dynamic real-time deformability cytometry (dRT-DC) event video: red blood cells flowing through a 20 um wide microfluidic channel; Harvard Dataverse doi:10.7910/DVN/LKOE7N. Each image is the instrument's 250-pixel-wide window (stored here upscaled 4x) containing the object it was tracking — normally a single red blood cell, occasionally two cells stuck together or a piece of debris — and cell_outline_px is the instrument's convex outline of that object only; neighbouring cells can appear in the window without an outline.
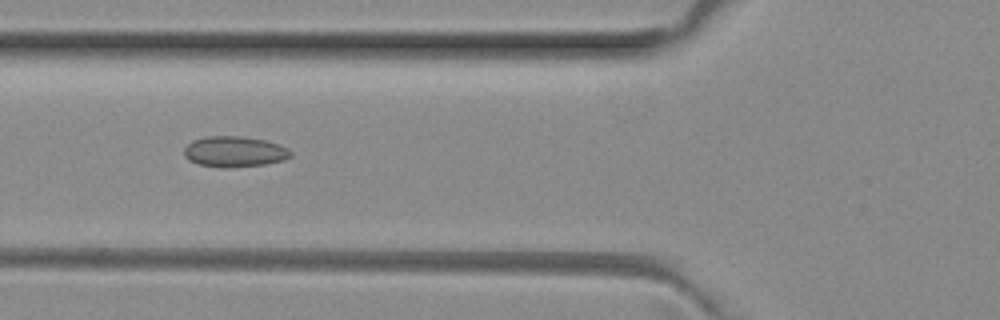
{"species": "common noctule bat (a hibernating species)", "species_latin": "Nyctalus noctula", "temperature_condition": "room temperature", "stored_images_in_passage": 7, "camera_frame_rate_fps": 3000, "um_per_image_px": 0.085, "animal": {"sex": "female", "body_mass_g": 29.2, "forearm_length_mm": 56.3}, "frame": {"image": 1, "passage_image": 4, "time_ms": 1.0, "image_size_px": [1000, 320], "cell_outline_px": [[292, 156], [284, 160], [264, 164], [224, 168], [220, 168], [196, 164], [188, 160], [184, 156], [184, 148], [192, 140], [208, 136], [240, 136], [264, 140], [280, 144], [288, 148], [292, 152]], "centroid_in_image_um": [19.92, 12.89], "position_along_channel_um": 105.9, "area_um2": 19.25}}
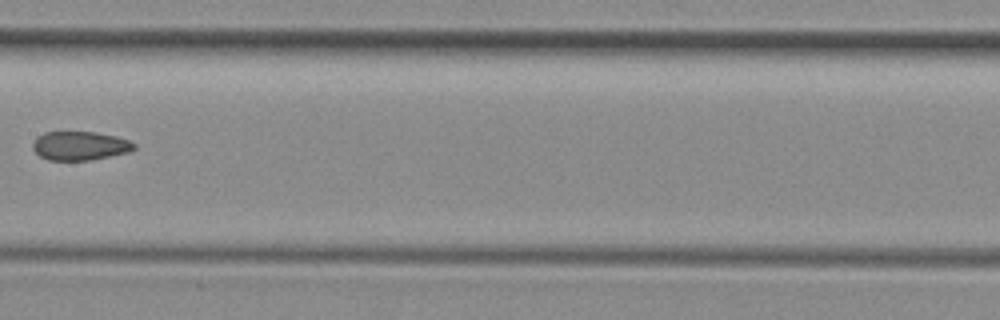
{"frame": {"image": 2, "passage_image": 6, "time_ms": 1.667, "image_size_px": [1000, 320], "cell_outline_px": [[136, 148], [128, 152], [88, 160], [48, 160], [40, 156], [32, 148], [32, 144], [44, 132], [96, 132], [116, 136], [128, 140], [136, 144]], "centroid_in_image_um": [6.8, 12.39], "position_along_channel_um": 200.6, "area_um2": 16.82}}
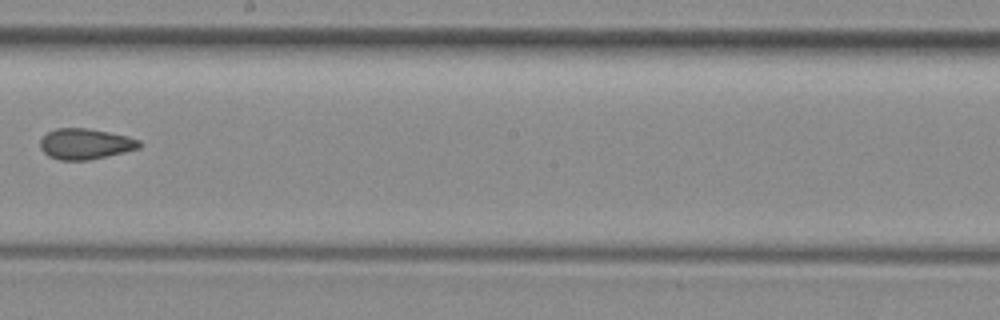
{"frame": {"image": 3, "passage_image": 7, "time_ms": 2.0, "image_size_px": [1000, 320], "cell_outline_px": [[144, 144], [140, 148], [124, 152], [88, 160], [60, 160], [48, 156], [40, 148], [40, 140], [48, 132], [56, 128], [88, 128], [128, 136], [140, 140]], "centroid_in_image_um": [7.27, 12.23], "position_along_channel_um": 240.9, "area_um2": 17.8}}